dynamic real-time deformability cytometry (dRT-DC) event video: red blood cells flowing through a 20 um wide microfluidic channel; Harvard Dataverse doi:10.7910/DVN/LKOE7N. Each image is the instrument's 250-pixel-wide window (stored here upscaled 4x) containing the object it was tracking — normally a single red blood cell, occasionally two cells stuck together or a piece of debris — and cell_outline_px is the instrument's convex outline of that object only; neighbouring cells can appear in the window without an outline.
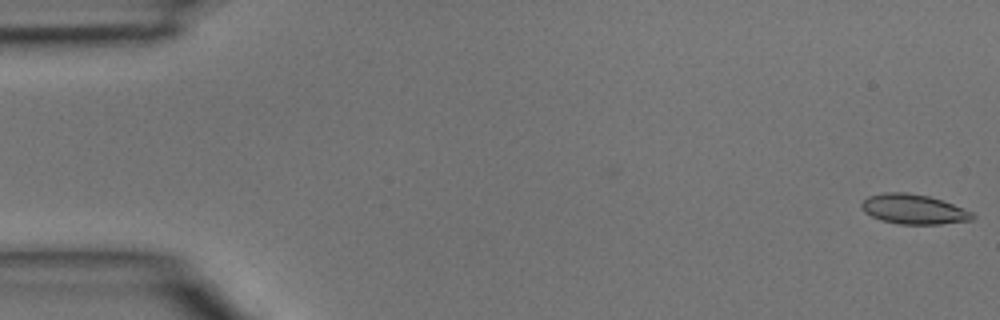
{"species": "common noctule bat (a hibernating species)", "species_latin": "Nyctalus noctula", "temperature_condition": "room temperature", "stored_images_in_passage": 45, "camera_frame_rate_fps": 3000, "um_per_image_px": 0.085, "animal": {"sex": "male", "body_mass_g": 15.6}, "frame": {"image": 1, "passage_image": 1, "time_ms": 0.0, "image_size_px": [1000, 320], "cell_outline_px": [[976, 216], [972, 220], [940, 224], [900, 224], [880, 220], [864, 212], [860, 208], [860, 204], [868, 196], [884, 192], [904, 192], [928, 196], [952, 204], [972, 212]], "centroid_in_image_um": [77.62, 17.78], "position_along_channel_um": 7.4, "area_um2": 19.19}}
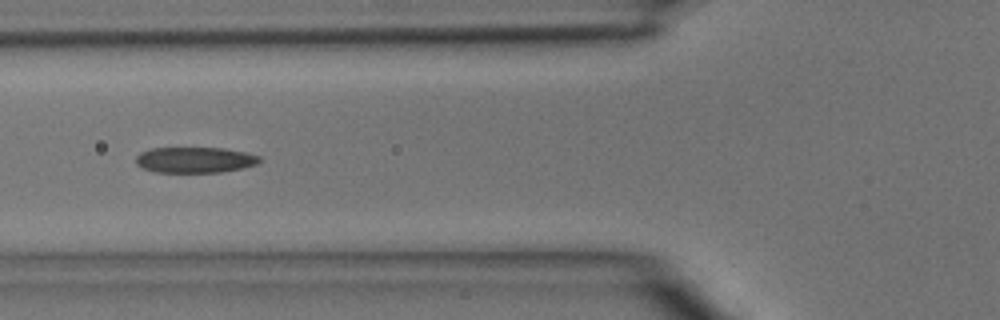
{"frame": {"image": 2, "passage_image": 17, "time_ms": 5.333, "image_size_px": [1000, 320], "cell_outline_px": [[260, 160], [256, 164], [240, 168], [220, 172], [156, 172], [144, 168], [136, 164], [136, 156], [140, 152], [152, 148], [224, 148], [244, 152], [260, 156]], "centroid_in_image_um": [16.54, 13.58], "position_along_channel_um": 109.3, "area_um2": 18.38}}
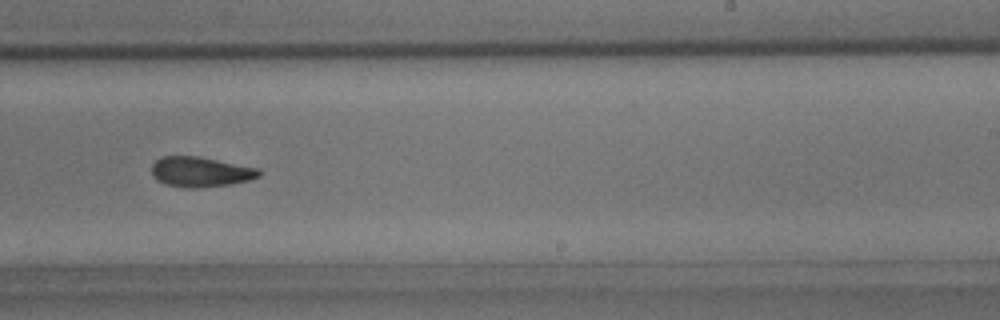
{"frame": {"image": 3, "passage_image": 28, "time_ms": 9.0, "image_size_px": [1000, 320], "cell_outline_px": [[260, 176], [248, 180], [228, 184], [192, 188], [188, 188], [164, 184], [156, 180], [152, 176], [152, 164], [160, 156], [196, 156], [260, 168]], "centroid_in_image_um": [17.0, 14.6], "position_along_channel_um": 272.0, "area_um2": 18.73}}